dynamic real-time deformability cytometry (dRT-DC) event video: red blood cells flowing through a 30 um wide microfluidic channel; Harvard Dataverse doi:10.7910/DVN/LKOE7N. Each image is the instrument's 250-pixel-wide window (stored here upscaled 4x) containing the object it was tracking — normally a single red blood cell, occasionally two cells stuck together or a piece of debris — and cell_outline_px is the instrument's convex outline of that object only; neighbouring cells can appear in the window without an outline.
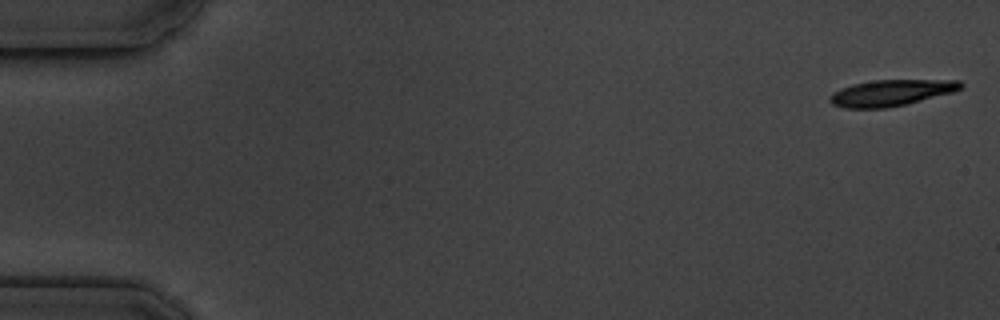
{"species": "common noctule bat (a hibernating species)", "species_latin": "Nyctalus noctula", "temperature_condition": "cold", "stored_images_in_passage": 4, "camera_frame_rate_fps": 3000, "um_per_image_px": 0.085, "animal": {"sex": "male", "body_mass_g": 19.5, "forearm_length_mm": 54.6}, "frame": {"image": 1, "passage_image": 1, "time_ms": 0.0, "image_size_px": [1000, 320], "cell_outline_px": [[964, 84], [960, 88], [952, 92], [904, 104], [884, 108], [844, 108], [832, 104], [828, 100], [832, 92], [840, 88], [852, 84], [876, 80], [960, 80]], "centroid_in_image_um": [75.69, 7.88], "position_along_channel_um": 9.3, "area_um2": 19.77}}
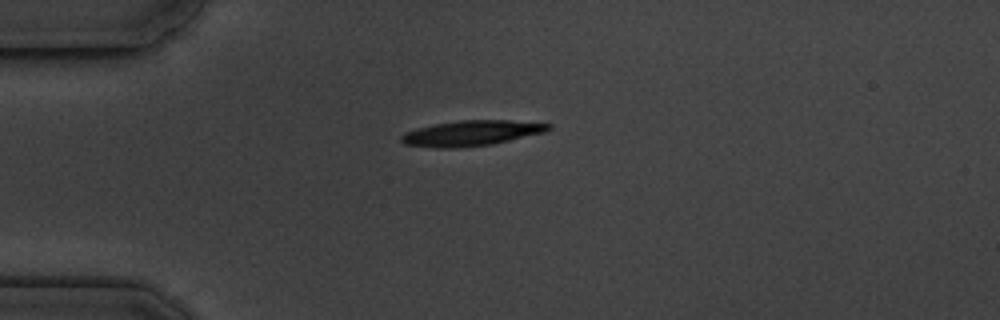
{"frame": {"image": 2, "passage_image": 4, "time_ms": 4.333, "image_size_px": [1000, 320], "cell_outline_px": [[552, 128], [544, 132], [492, 144], [456, 148], [436, 148], [404, 144], [400, 140], [400, 136], [404, 132], [416, 128], [436, 124], [460, 120], [512, 120], [552, 124]], "centroid_in_image_um": [40.04, 11.31], "position_along_channel_um": 45.0, "area_um2": 21.73}}